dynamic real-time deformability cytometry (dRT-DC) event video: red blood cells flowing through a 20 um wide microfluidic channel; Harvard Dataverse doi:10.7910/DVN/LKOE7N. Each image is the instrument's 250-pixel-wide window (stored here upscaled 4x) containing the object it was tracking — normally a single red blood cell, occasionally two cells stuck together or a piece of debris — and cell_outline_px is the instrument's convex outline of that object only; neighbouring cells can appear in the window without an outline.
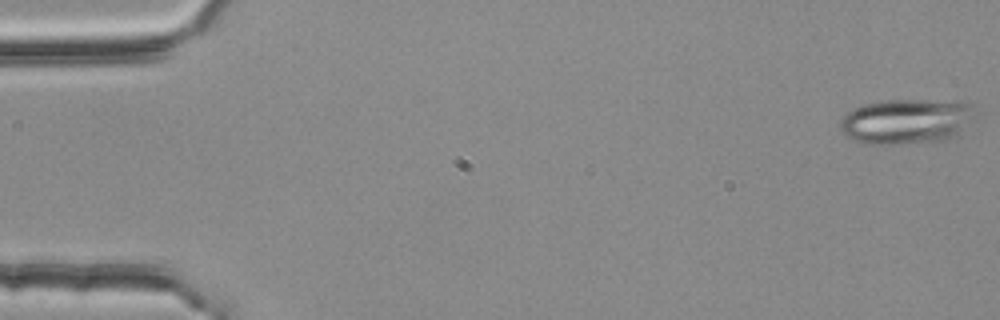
{"species": "common noctule bat (a hibernating species)", "species_latin": "Nyctalus noctula", "temperature_condition": "room temperature", "stored_images_in_passage": 10, "camera_frame_rate_fps": 3000, "um_per_image_px": 0.085, "animal": {"sex": "female", "body_mass_g": 25.1}, "frame": {"image": 1, "passage_image": 1, "time_ms": 0.0, "image_size_px": [1000, 320], "cell_outline_px": [[980, 112], [956, 136], [948, 140], [896, 144], [868, 144], [856, 140], [848, 136], [840, 128], [840, 120], [852, 108], [864, 104], [888, 100], [964, 100], [980, 108]], "centroid_in_image_um": [77.17, 10.28], "position_along_channel_um": 7.8, "area_um2": 36.18}}